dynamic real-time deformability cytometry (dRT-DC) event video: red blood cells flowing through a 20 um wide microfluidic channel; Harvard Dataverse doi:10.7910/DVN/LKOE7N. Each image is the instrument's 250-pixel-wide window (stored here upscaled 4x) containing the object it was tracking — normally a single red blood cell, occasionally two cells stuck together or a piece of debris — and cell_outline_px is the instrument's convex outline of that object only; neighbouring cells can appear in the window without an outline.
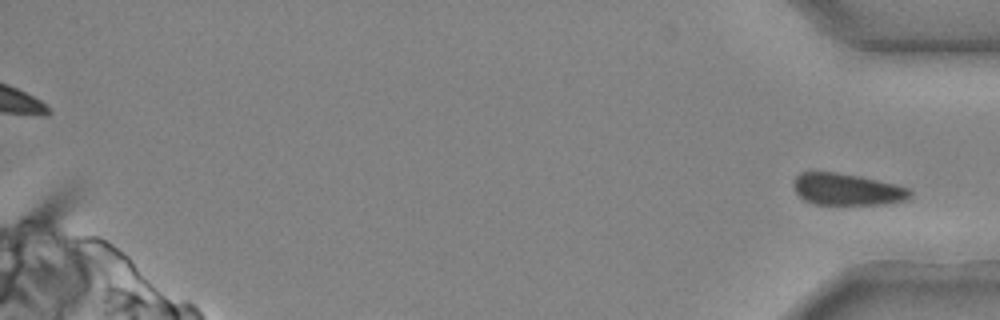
{"species": "common noctule bat (a hibernating species)", "species_latin": "Nyctalus noctula", "temperature_condition": "cold", "stored_images_in_passage": 28, "segment_of_instrument_passage": [2, 2], "camera_frame_rate_fps": 3000, "um_per_image_px": 0.085, "animal": {"sex": "male", "body_mass_g": 20.4}, "frame": {"image": 1, "passage_image": 28, "time_ms": 9.0, "image_size_px": [1000, 320], "cell_outline_px": [[912, 192], [904, 200], [884, 204], [812, 204], [804, 200], [796, 192], [792, 184], [796, 176], [800, 172], [836, 172], [860, 176], [896, 184], [908, 188]], "centroid_in_image_um": [71.95, 16.09], "position_along_channel_um": 363.2, "area_um2": 21.5}}